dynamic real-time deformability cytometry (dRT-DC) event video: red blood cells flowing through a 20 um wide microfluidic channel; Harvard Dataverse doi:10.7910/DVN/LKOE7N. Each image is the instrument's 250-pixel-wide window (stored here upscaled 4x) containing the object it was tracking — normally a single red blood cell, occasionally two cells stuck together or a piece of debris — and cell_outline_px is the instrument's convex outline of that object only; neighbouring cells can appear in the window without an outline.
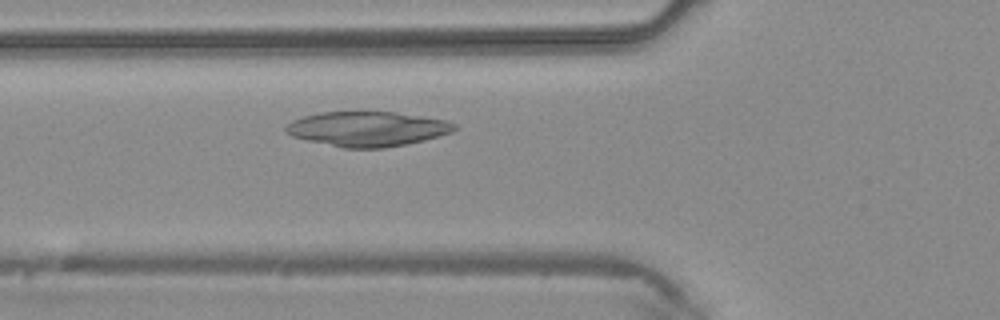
{"species": "common noctule bat (a hibernating species)", "species_latin": "Nyctalus noctula", "temperature_condition": "warm", "stored_images_in_passage": 37, "camera_frame_rate_fps": 3000, "um_per_image_px": 0.085, "animal": {"sex": "male", "body_mass_g": 20.4}, "frame": {"image": 1, "passage_image": 9, "time_ms": 2.667, "image_size_px": [1000, 320], "cell_outline_px": [[456, 128], [452, 132], [424, 140], [384, 148], [344, 148], [308, 140], [292, 136], [284, 132], [284, 128], [292, 120], [304, 116], [320, 112], [396, 112], [448, 120], [456, 124]], "centroid_in_image_um": [31.23, 10.95], "position_along_channel_um": 94.6, "area_um2": 34.1}}
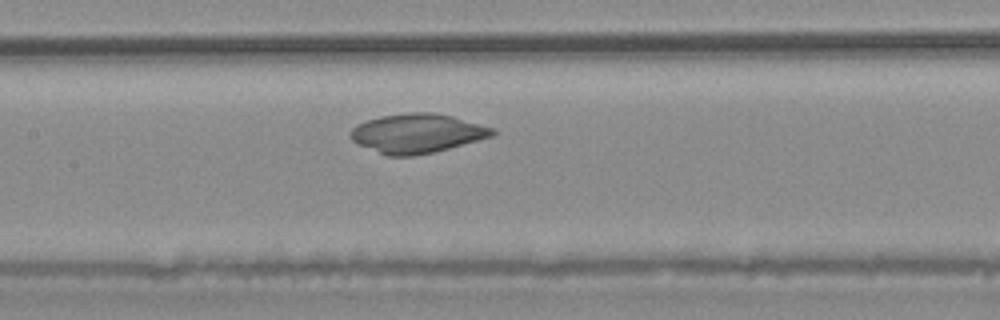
{"frame": {"image": 2, "passage_image": 14, "time_ms": 4.333, "image_size_px": [1000, 320], "cell_outline_px": [[496, 132], [492, 136], [448, 148], [432, 152], [412, 156], [388, 156], [356, 144], [348, 136], [348, 132], [356, 124], [380, 116], [408, 112], [432, 112], [452, 116], [496, 128]], "centroid_in_image_um": [35.41, 11.32], "position_along_channel_um": 172.0, "area_um2": 32.48}}
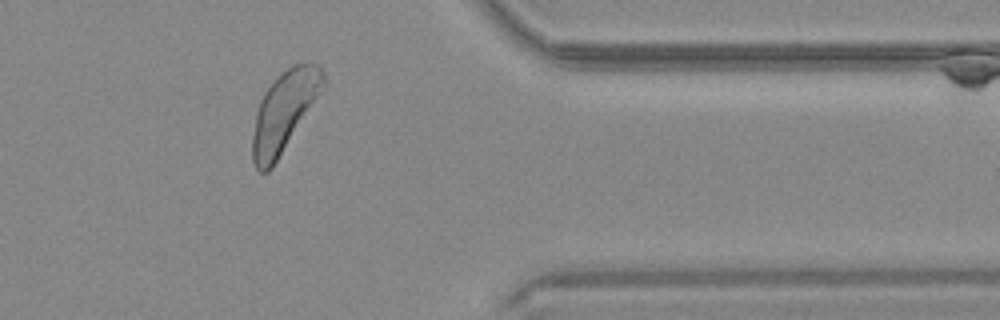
{"frame": {"image": 3, "passage_image": 29, "time_ms": 9.333, "image_size_px": [1000, 320], "cell_outline_px": [[328, 80], [272, 168], [268, 172], [260, 172], [256, 168], [252, 160], [252, 136], [256, 112], [260, 100], [264, 92], [276, 76], [280, 72], [292, 64], [316, 64], [324, 72]], "centroid_in_image_um": [24.13, 9.46], "position_along_channel_um": 387.3, "area_um2": 32.71}}